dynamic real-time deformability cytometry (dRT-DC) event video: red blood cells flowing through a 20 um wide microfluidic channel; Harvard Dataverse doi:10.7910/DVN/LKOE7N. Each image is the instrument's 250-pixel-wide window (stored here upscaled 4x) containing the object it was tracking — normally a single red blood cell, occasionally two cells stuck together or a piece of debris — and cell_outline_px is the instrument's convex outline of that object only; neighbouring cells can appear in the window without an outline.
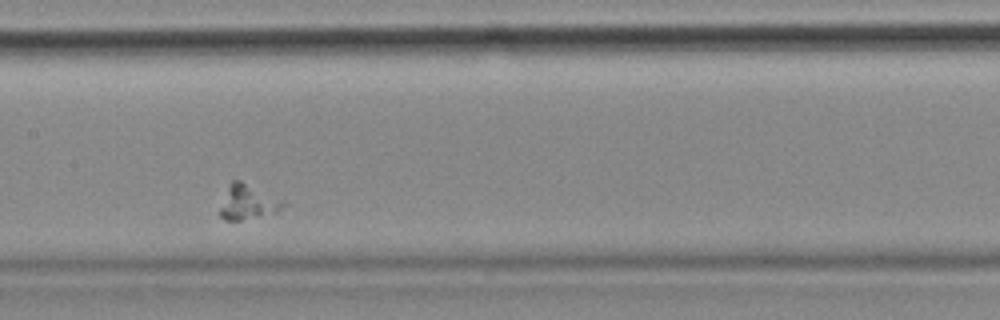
{"species": "common noctule bat (a hibernating species)", "species_latin": "Nyctalus noctula", "temperature_condition": "cold", "stored_images_in_passage": 5, "camera_frame_rate_fps": 3000, "um_per_image_px": 0.085, "animal": {"sex": "female", "body_mass_g": 18.4}, "frame": {"image": 1, "passage_image": 5, "time_ms": 1.333, "image_size_px": [1000, 320], "cell_outline_px": [[288, 204], [276, 212], [240, 220], [224, 220], [220, 216], [220, 208], [228, 184], [232, 180], [240, 180], [284, 200]], "centroid_in_image_um": [21.07, 17.17], "position_along_channel_um": 186.3, "area_um2": 12.72}}